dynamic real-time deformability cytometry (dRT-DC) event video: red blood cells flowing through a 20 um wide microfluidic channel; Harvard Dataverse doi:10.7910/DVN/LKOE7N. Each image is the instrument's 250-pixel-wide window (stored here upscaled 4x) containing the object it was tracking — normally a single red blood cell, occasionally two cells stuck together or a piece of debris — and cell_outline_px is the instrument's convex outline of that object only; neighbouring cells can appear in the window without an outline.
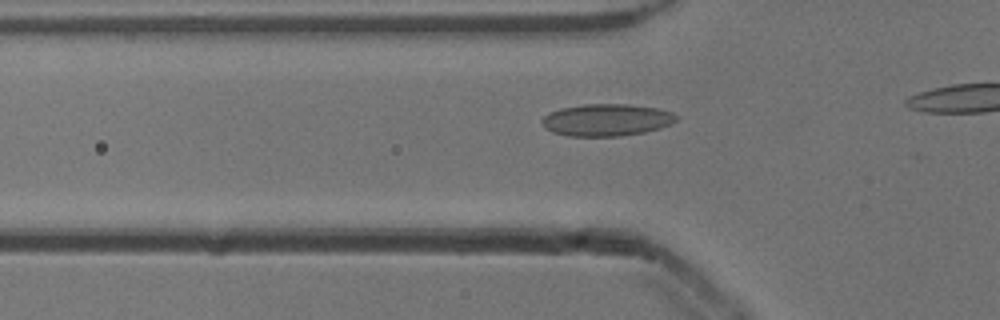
{"species": "common noctule bat (a hibernating species)", "species_latin": "Nyctalus noctula", "temperature_condition": "cold", "stored_images_in_passage": 8, "camera_frame_rate_fps": 3000, "um_per_image_px": 0.085, "animal": {"sex": "male", "body_mass_g": 13.3}, "frame": {"image": 1, "passage_image": 2, "time_ms": 0.333, "image_size_px": [1000, 320], "cell_outline_px": [[676, 120], [660, 128], [644, 132], [620, 136], [568, 136], [552, 132], [544, 128], [540, 120], [544, 116], [560, 108], [584, 104], [628, 104], [656, 108], [672, 112], [676, 116]], "centroid_in_image_um": [51.51, 10.2], "position_along_channel_um": 74.3, "area_um2": 25.03}}
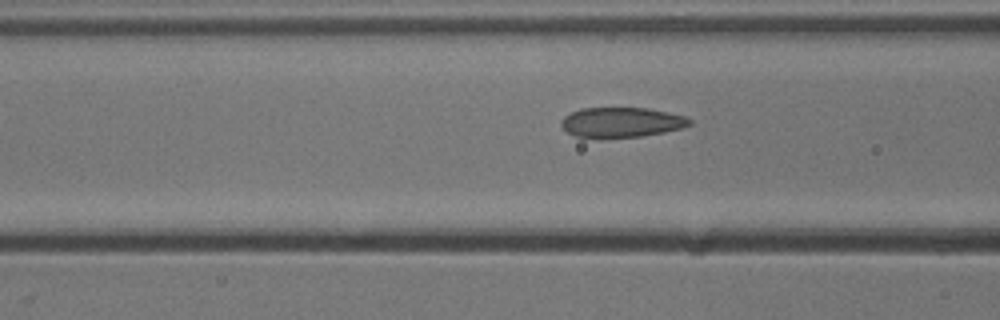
{"frame": {"image": 2, "passage_image": 5, "time_ms": 1.333, "image_size_px": [1000, 320], "cell_outline_px": [[692, 124], [684, 128], [664, 132], [640, 136], [600, 140], [576, 136], [568, 132], [560, 124], [560, 120], [564, 116], [580, 108], [648, 108], [668, 112], [684, 116], [692, 120]], "centroid_in_image_um": [52.8, 10.42], "position_along_channel_um": 113.8, "area_um2": 22.95}}